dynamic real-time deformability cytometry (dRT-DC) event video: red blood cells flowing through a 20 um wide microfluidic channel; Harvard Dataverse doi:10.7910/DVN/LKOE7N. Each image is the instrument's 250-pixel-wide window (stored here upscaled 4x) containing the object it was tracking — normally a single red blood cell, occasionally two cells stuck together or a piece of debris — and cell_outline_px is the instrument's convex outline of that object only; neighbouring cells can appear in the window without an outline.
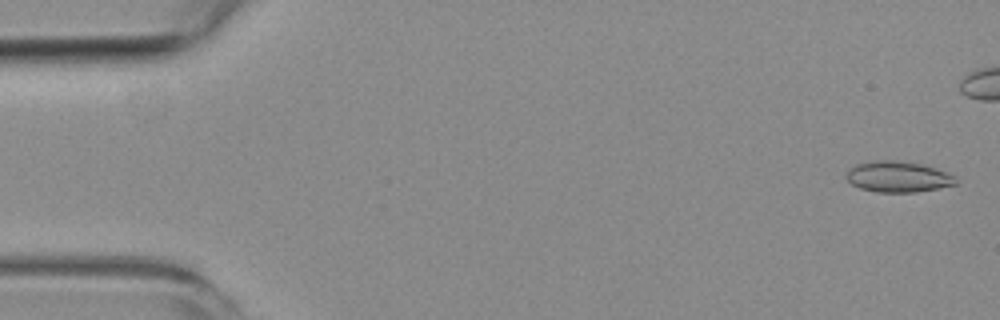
{"species": "common noctule bat (a hibernating species)", "species_latin": "Nyctalus noctula", "temperature_condition": "room temperature", "stored_images_in_passage": 6, "camera_frame_rate_fps": 3000, "um_per_image_px": 0.085, "animal": {"sex": "female", "body_mass_g": 19.3, "forearm_length_mm": 54.1}, "frame": {"image": 1, "passage_image": 1, "time_ms": 0.0, "image_size_px": [1000, 320], "cell_outline_px": [[960, 180], [956, 184], [940, 188], [916, 192], [876, 192], [860, 188], [852, 184], [844, 176], [856, 164], [872, 160], [892, 160], [920, 164], [936, 168], [956, 176]], "centroid_in_image_um": [76.37, 15.03], "position_along_channel_um": 8.6, "area_um2": 19.77}}
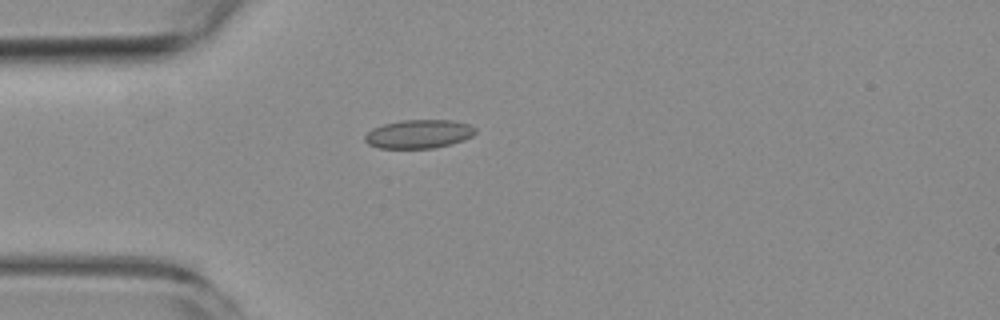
{"frame": {"image": 2, "passage_image": 6, "time_ms": 6.0, "image_size_px": [1000, 320], "cell_outline_px": [[476, 132], [472, 136], [464, 140], [452, 144], [432, 148], [376, 148], [368, 144], [364, 140], [364, 136], [372, 128], [384, 124], [404, 120], [448, 120], [468, 124], [476, 128]], "centroid_in_image_um": [35.58, 11.4], "position_along_channel_um": 49.4, "area_um2": 18.44}}